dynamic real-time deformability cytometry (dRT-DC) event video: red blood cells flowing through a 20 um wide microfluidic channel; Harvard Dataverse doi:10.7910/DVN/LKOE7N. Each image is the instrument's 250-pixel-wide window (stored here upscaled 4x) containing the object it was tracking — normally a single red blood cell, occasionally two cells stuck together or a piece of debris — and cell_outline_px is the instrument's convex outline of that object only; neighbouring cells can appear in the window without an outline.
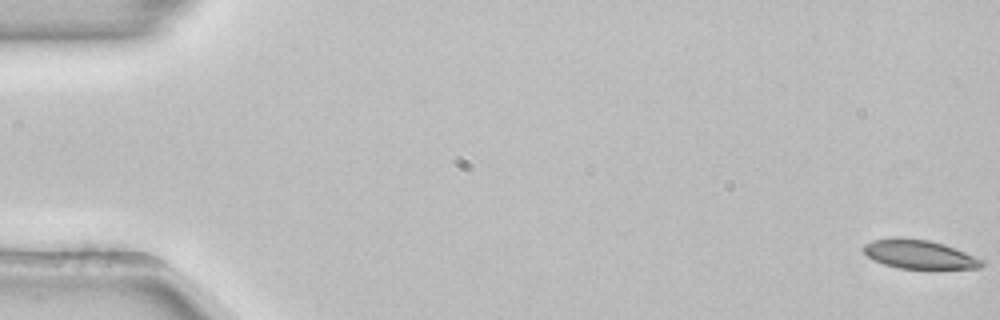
{"species": "common noctule bat (a hibernating species)", "species_latin": "Nyctalus noctula", "temperature_condition": "room temperature", "stored_images_in_passage": 54, "camera_frame_rate_fps": 3000, "um_per_image_px": 0.085, "animal": {"sex": "female", "body_mass_g": 22.7, "forearm_length_mm": 54.2}, "frame": {"image": 1, "passage_image": 1, "time_ms": 0.0, "image_size_px": [1000, 320], "cell_outline_px": [[984, 264], [980, 268], [900, 268], [884, 264], [872, 260], [864, 252], [864, 244], [872, 240], [900, 236], [928, 240], [944, 244], [984, 260]], "centroid_in_image_um": [78.1, 21.6], "position_along_channel_um": 6.9, "area_um2": 19.77}}
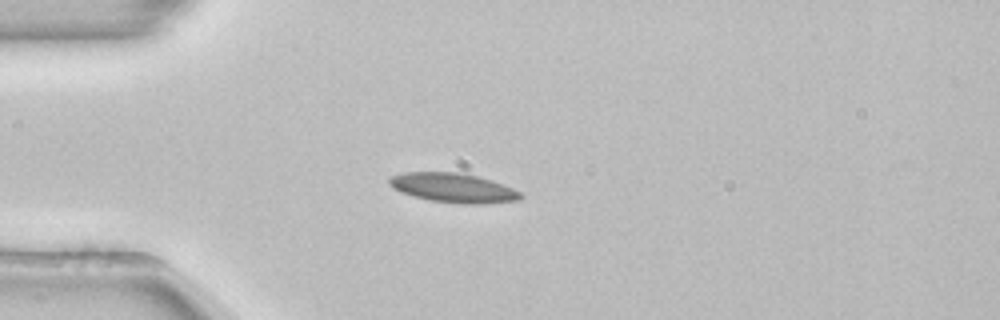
{"frame": {"image": 2, "passage_image": 15, "time_ms": 4.667, "image_size_px": [1000, 320], "cell_outline_px": [[524, 196], [520, 200], [484, 204], [464, 204], [432, 200], [412, 196], [400, 192], [392, 188], [388, 184], [388, 176], [404, 172], [460, 172], [492, 180], [512, 188], [520, 192]], "centroid_in_image_um": [38.5, 15.96], "position_along_channel_um": 46.5, "area_um2": 22.66}}
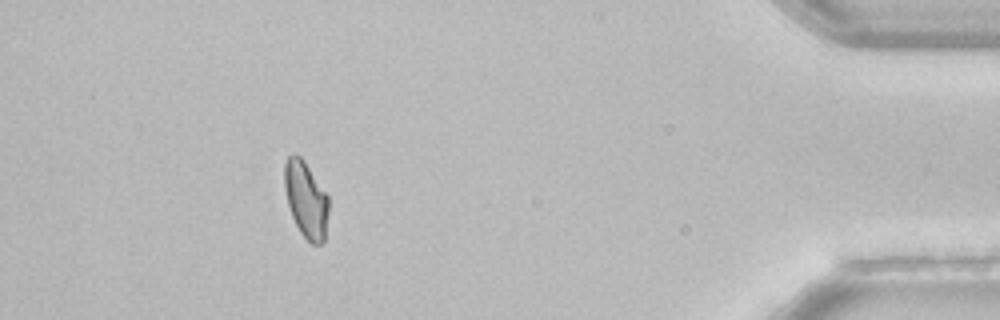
{"frame": {"image": 3, "passage_image": 49, "time_ms": 16.0, "image_size_px": [1000, 320], "cell_outline_px": [[328, 212], [324, 240], [320, 244], [312, 244], [300, 232], [292, 216], [288, 204], [284, 188], [284, 164], [288, 156], [292, 152], [300, 156], [304, 160], [328, 196]], "centroid_in_image_um": [25.99, 16.93], "position_along_channel_um": 409.2, "area_um2": 19.54}, "authors_computed_cell_mechanics": {"area_um2": 20.7502, "velocity_mm_per_s": 3.8618, "shape_relaxation_time_tau1_ms": null, "shape_relaxation_time_tau2_ms": 10.6158, "deformation_change_tau1": null, "deformation_change_tau2": 0.1609}}